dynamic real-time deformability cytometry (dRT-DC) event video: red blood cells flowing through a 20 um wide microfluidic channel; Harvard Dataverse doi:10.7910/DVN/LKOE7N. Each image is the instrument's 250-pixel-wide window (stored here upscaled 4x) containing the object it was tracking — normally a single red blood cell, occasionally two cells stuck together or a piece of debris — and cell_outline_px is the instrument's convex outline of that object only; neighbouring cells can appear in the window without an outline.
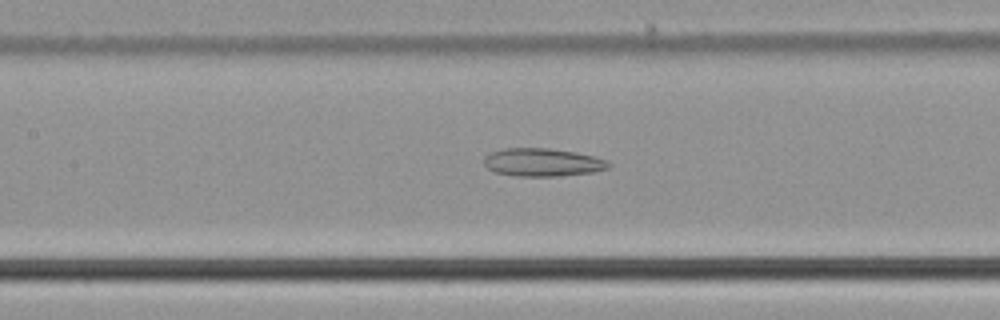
{"species": "common noctule bat (a hibernating species)", "species_latin": "Nyctalus noctula", "temperature_condition": "cold", "stored_images_in_passage": 46, "camera_frame_rate_fps": 3000, "um_per_image_px": 0.085, "animal": {"sex": "male", "body_mass_g": 21.5, "forearm_length_mm": 52.0}, "frame": {"image": 1, "passage_image": 17, "time_ms": 5.333, "image_size_px": [1000, 320], "cell_outline_px": [[612, 164], [608, 168], [592, 172], [556, 176], [516, 176], [496, 172], [488, 168], [484, 164], [484, 156], [488, 152], [504, 148], [548, 148], [576, 152], [608, 160]], "centroid_in_image_um": [46.1, 13.79], "position_along_channel_um": 161.3, "area_um2": 20.4}}
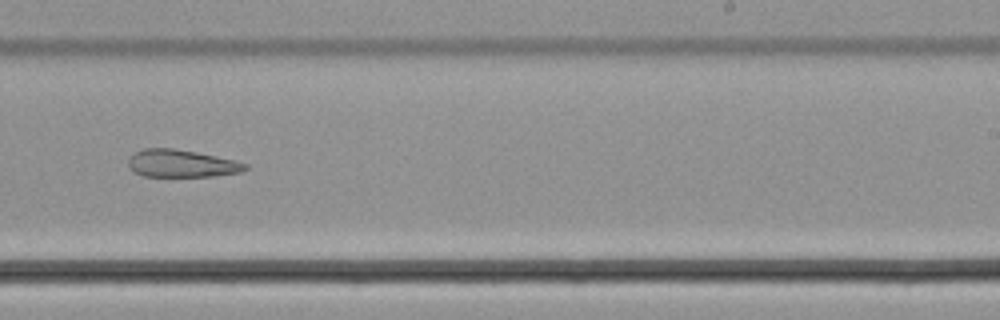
{"frame": {"image": 2, "passage_image": 26, "time_ms": 8.333, "image_size_px": [1000, 320], "cell_outline_px": [[248, 168], [240, 172], [212, 176], [144, 176], [128, 168], [128, 160], [136, 152], [144, 148], [172, 148], [196, 152], [232, 160], [248, 164]], "centroid_in_image_um": [15.4, 13.9], "position_along_channel_um": 273.6, "area_um2": 18.44}}
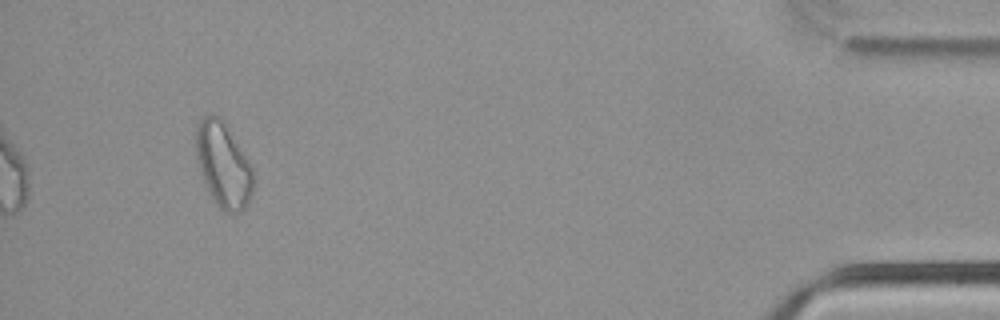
{"frame": {"image": 3, "passage_image": 43, "time_ms": 14.0, "image_size_px": [1000, 320], "cell_outline_px": [[256, 184], [248, 204], [240, 212], [224, 212], [216, 204], [200, 172], [196, 156], [196, 128], [200, 120], [208, 112], [220, 116], [248, 160], [252, 168]], "centroid_in_image_um": [19.0, 14.02], "position_along_channel_um": 416.2, "area_um2": 28.32}, "authors_computed_cell_mechanics": {"area_um2": 22.9177, "velocity_mm_per_s": 3.7511, "shape_relaxation_time_tau1_ms": null, "shape_relaxation_time_tau2_ms": 7.0086, "deformation_change_tau1": null, "deformation_change_tau2": 0.1814}}